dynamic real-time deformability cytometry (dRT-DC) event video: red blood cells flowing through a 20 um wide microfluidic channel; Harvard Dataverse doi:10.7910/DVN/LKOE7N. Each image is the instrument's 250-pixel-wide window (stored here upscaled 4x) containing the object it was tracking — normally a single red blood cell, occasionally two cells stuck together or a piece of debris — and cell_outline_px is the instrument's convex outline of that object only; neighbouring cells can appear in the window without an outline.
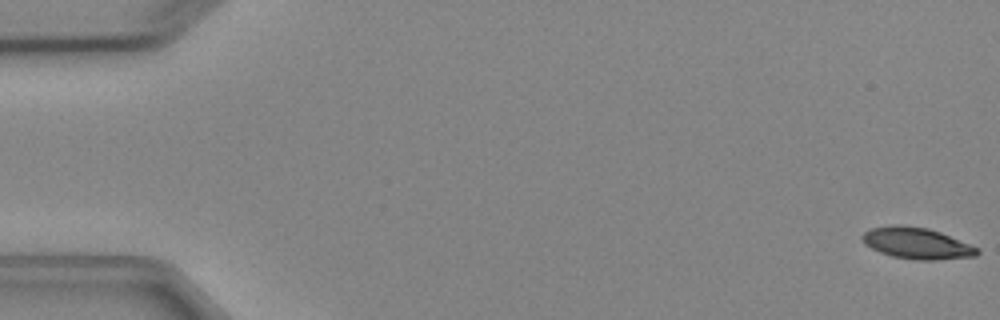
{"species": "Egyptian fruit bat (a non-hibernating species)", "species_latin": "Rousettus aegyptiacus", "temperature_condition": "cold", "stored_images_in_passage": 6, "camera_frame_rate_fps": 3000, "um_per_image_px": 0.085, "animal": {"sex": "female"}, "frame": {"image": 1, "passage_image": 1, "time_ms": 0.0, "image_size_px": [1000, 320], "cell_outline_px": [[980, 252], [976, 256], [936, 260], [916, 260], [892, 256], [880, 252], [864, 244], [860, 240], [860, 236], [864, 232], [872, 228], [892, 224], [900, 224], [928, 228], [940, 232], [980, 248]], "centroid_in_image_um": [77.91, 20.67], "position_along_channel_um": 7.1, "area_um2": 21.21}}
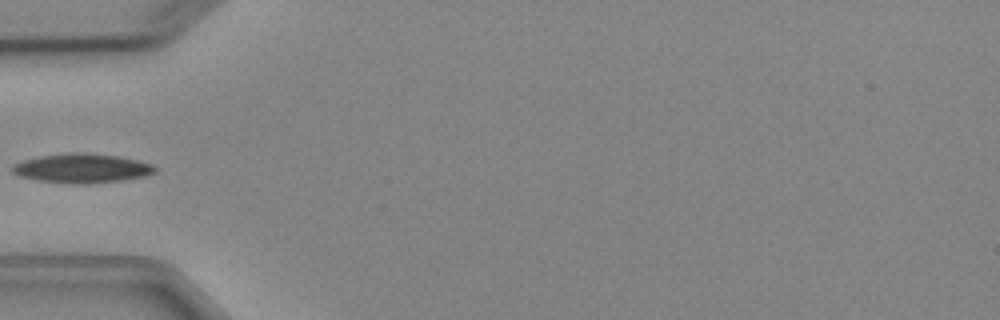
{"frame": {"image": 2, "passage_image": 5, "time_ms": 5.667, "image_size_px": [1000, 320], "cell_outline_px": [[156, 172], [144, 176], [120, 180], [84, 184], [68, 184], [40, 180], [20, 176], [12, 172], [12, 164], [24, 160], [40, 156], [68, 152], [84, 152], [120, 156], [152, 164], [156, 168]], "centroid_in_image_um": [6.95, 14.29], "position_along_channel_um": 78.0, "area_um2": 24.28}}